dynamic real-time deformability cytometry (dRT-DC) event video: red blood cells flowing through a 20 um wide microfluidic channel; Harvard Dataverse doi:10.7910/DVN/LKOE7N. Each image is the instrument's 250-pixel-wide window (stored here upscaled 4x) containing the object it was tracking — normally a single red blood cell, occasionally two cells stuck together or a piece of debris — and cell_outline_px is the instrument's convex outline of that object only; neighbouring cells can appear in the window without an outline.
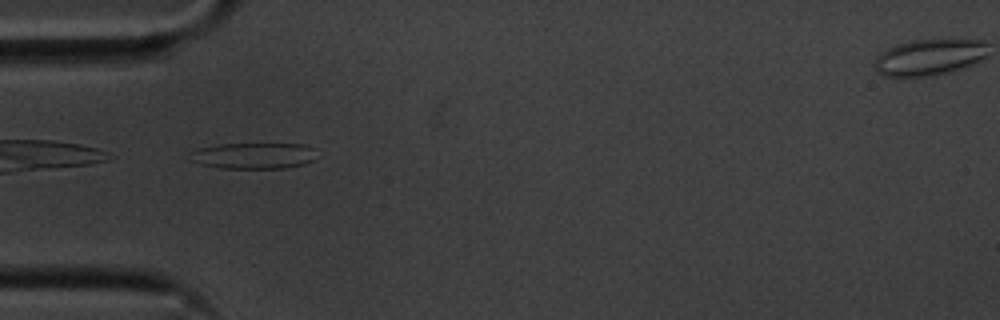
{"species": "common noctule bat (a hibernating species)", "species_latin": "Nyctalus noctula", "temperature_condition": "cold", "stored_images_in_passage": 40, "camera_frame_rate_fps": 3000, "um_per_image_px": 0.085, "animal": {"sex": "male", "body_mass_g": 20.1, "forearm_length_mm": 53.5}, "frame": {"image": 1, "passage_image": 1, "time_ms": 0.0, "image_size_px": [1000, 320], "cell_outline_px": [[316, 160], [304, 164], [284, 168], [220, 168], [200, 164], [188, 160], [188, 152], [196, 148], [220, 144], [304, 144], [316, 148]], "centroid_in_image_um": [21.54, 13.23], "position_along_channel_um": 63.5, "area_um2": 19.71}}
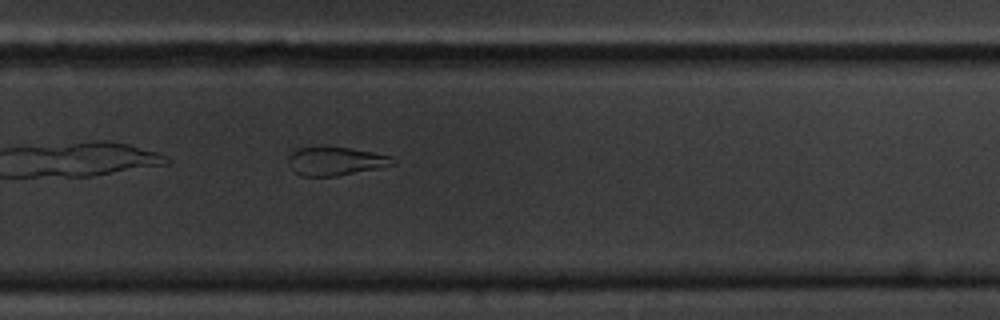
{"frame": {"image": 2, "passage_image": 21, "time_ms": 6.667, "image_size_px": [1000, 320], "cell_outline_px": [[396, 164], [380, 168], [336, 176], [300, 176], [288, 164], [288, 156], [296, 148], [348, 148], [372, 152], [392, 156], [396, 160]], "centroid_in_image_um": [28.56, 13.72], "position_along_channel_um": 301.2, "area_um2": 17.17}}
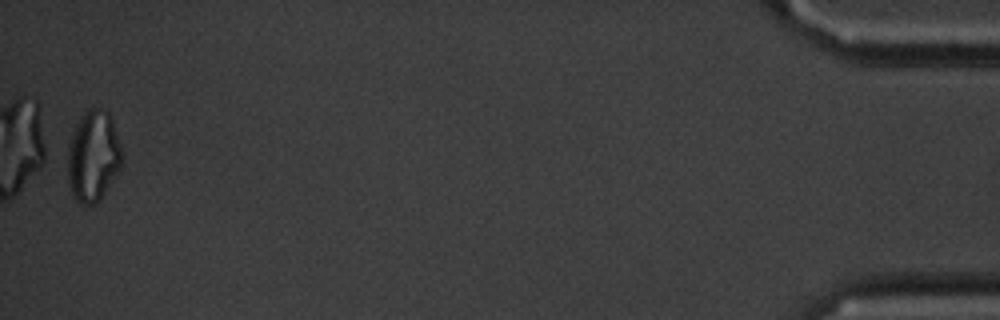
{"frame": {"image": 3, "passage_image": 39, "time_ms": 12.667, "image_size_px": [1000, 320], "cell_outline_px": [[124, 152], [120, 168], [100, 200], [96, 204], [80, 204], [72, 196], [68, 180], [68, 148], [76, 124], [80, 116], [88, 108], [100, 108], [108, 112], [112, 120]], "centroid_in_image_um": [7.94, 13.28], "position_along_channel_um": 427.3, "area_um2": 28.96}, "authors_computed_cell_mechanics": {"area_um2": 19.7387, "velocity_mm_per_s": 3.5846, "shape_relaxation_time_tau1_ms": null, "shape_relaxation_time_tau2_ms": 7.6183, "deformation_change_tau1": null, "deformation_change_tau2": 0.1758}}